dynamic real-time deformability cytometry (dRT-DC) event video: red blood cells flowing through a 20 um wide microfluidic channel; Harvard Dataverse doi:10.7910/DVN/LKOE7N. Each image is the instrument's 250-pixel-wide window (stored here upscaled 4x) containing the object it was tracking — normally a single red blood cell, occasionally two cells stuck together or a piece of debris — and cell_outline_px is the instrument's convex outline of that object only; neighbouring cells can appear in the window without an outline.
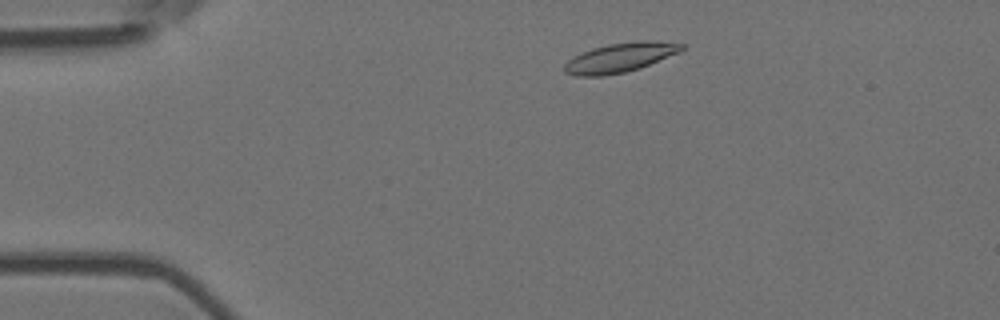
{"species": "Egyptian fruit bat (a non-hibernating species)", "species_latin": "Rousettus aegyptiacus", "temperature_condition": "room temperature", "stored_images_in_passage": 4, "camera_frame_rate_fps": 3000, "um_per_image_px": 0.085, "animal": {"sex": "female"}, "frame": {"image": 1, "passage_image": 2, "time_ms": 0.333, "image_size_px": [1000, 320], "cell_outline_px": [[684, 48], [680, 52], [640, 68], [624, 72], [604, 76], [576, 76], [564, 72], [564, 64], [568, 60], [592, 48], [608, 44], [636, 40], [656, 40], [684, 44]], "centroid_in_image_um": [52.73, 4.88], "position_along_channel_um": 32.3, "area_um2": 20.11}}
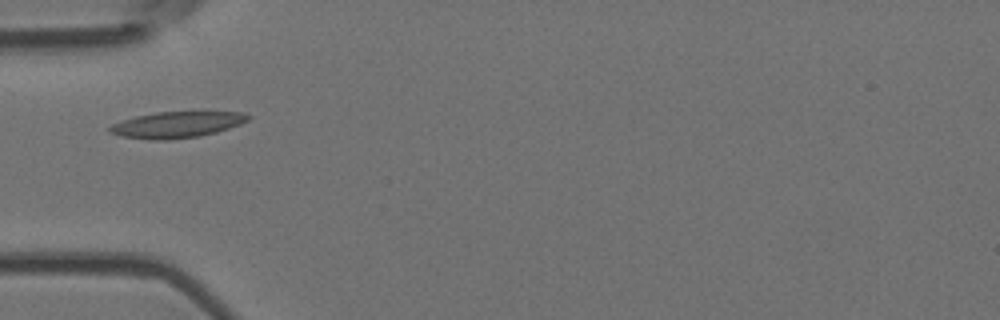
{"frame": {"image": 2, "passage_image": 4, "time_ms": 1.0, "image_size_px": [1000, 320], "cell_outline_px": [[252, 116], [248, 120], [240, 124], [216, 132], [200, 136], [168, 140], [152, 140], [120, 136], [108, 132], [108, 128], [112, 124], [136, 116], [156, 112], [244, 112]], "centroid_in_image_um": [15.02, 10.6], "position_along_channel_um": 70.0, "area_um2": 21.04}}